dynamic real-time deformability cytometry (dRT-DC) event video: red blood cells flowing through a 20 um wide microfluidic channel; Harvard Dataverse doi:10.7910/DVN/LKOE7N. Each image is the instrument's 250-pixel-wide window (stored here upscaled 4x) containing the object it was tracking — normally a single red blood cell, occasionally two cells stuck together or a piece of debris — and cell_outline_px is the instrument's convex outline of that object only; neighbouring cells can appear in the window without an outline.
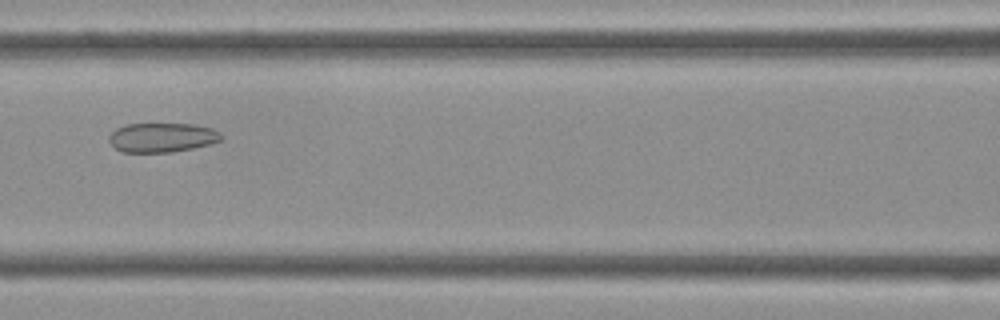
{"species": "Egyptian fruit bat (a non-hibernating species)", "species_latin": "Rousettus aegyptiacus", "temperature_condition": "cold", "stored_images_in_passage": 44, "camera_frame_rate_fps": 3000, "um_per_image_px": 0.085, "frame": {"image": 1, "passage_image": 19, "time_ms": 6.0, "image_size_px": [1000, 320], "cell_outline_px": [[224, 136], [220, 140], [208, 144], [192, 148], [172, 152], [120, 152], [108, 140], [108, 136], [116, 128], [128, 124], [192, 124], [212, 128], [220, 132]], "centroid_in_image_um": [13.76, 11.68], "position_along_channel_um": 152.8, "area_um2": 19.13}}
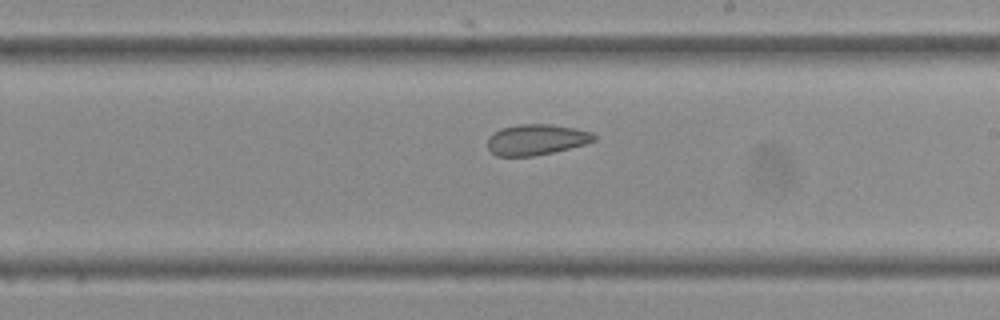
{"frame": {"image": 2, "passage_image": 25, "time_ms": 8.0, "image_size_px": [1000, 320], "cell_outline_px": [[596, 140], [584, 144], [552, 152], [532, 156], [496, 156], [488, 148], [488, 136], [500, 128], [520, 124], [548, 124], [576, 128], [592, 132], [596, 136]], "centroid_in_image_um": [45.57, 11.86], "position_along_channel_um": 243.4, "area_um2": 19.02}}
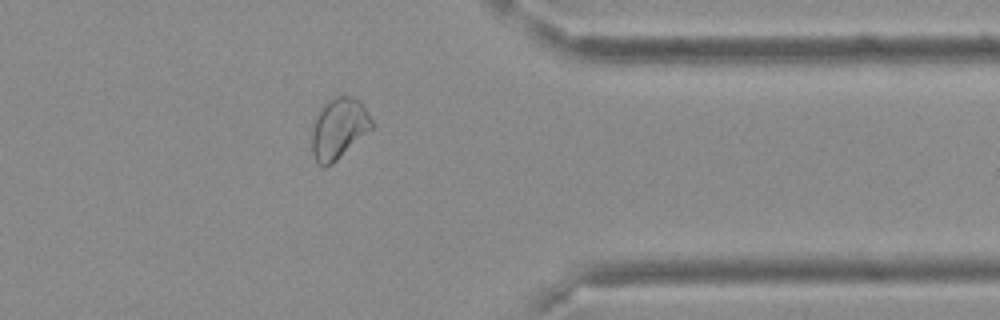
{"frame": {"image": 3, "passage_image": 35, "time_ms": 11.333, "image_size_px": [1000, 320], "cell_outline_px": [[372, 128], [332, 164], [324, 168], [316, 164], [312, 152], [312, 124], [320, 108], [328, 100], [336, 96], [352, 96], [360, 100], [372, 120]], "centroid_in_image_um": [28.76, 10.92], "position_along_channel_um": 382.6, "area_um2": 21.27}}